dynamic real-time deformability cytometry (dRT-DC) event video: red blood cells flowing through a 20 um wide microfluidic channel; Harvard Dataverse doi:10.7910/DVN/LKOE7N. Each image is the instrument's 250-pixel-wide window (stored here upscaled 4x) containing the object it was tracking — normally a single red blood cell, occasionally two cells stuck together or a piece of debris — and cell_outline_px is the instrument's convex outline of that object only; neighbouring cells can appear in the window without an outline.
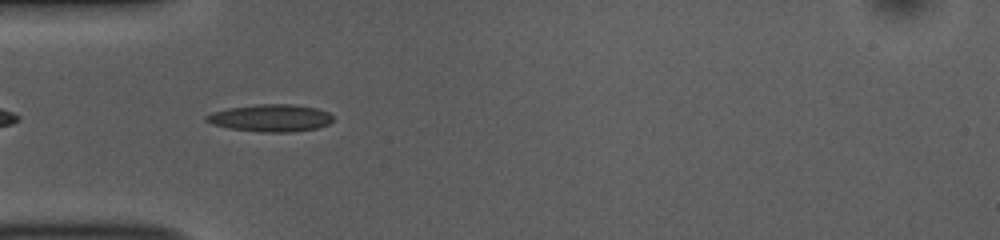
{"species": "common noctule bat (a hibernating species)", "species_latin": "Nyctalus noctula", "temperature_condition": "room temperature", "stored_images_in_passage": 26, "camera_frame_rate_fps": 3000, "um_per_image_px": 0.085, "animal": {"sex": "female", "body_mass_g": 10.0, "forearm_length_mm": 53.1}, "frame": {"image": 1, "passage_image": 3, "time_ms": 0.667, "image_size_px": [1000, 240], "cell_outline_px": [[332, 120], [328, 124], [316, 128], [288, 132], [260, 132], [228, 128], [212, 124], [204, 120], [204, 116], [212, 112], [228, 108], [256, 104], [292, 104], [316, 108], [328, 112], [332, 116]], "centroid_in_image_um": [22.95, 10.02], "position_along_channel_um": 62.0, "area_um2": 20.11}}
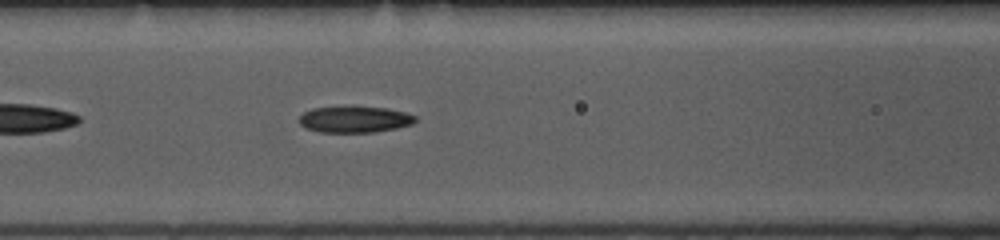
{"frame": {"image": 2, "passage_image": 9, "time_ms": 2.667, "image_size_px": [1000, 240], "cell_outline_px": [[416, 120], [412, 124], [396, 128], [372, 132], [320, 132], [304, 128], [296, 120], [304, 112], [312, 108], [388, 108], [404, 112], [416, 116]], "centroid_in_image_um": [30.11, 10.17], "position_along_channel_um": 136.5, "area_um2": 17.46}}
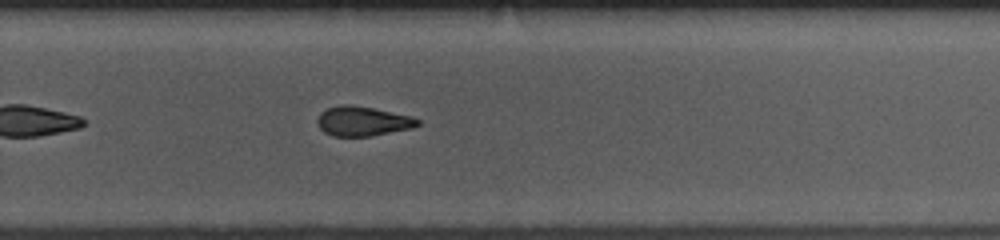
{"frame": {"image": 3, "passage_image": 22, "time_ms": 7.0, "image_size_px": [1000, 240], "cell_outline_px": [[420, 124], [412, 128], [372, 136], [332, 136], [324, 132], [320, 128], [316, 120], [320, 112], [324, 108], [340, 104], [352, 104], [412, 116], [420, 120]], "centroid_in_image_um": [30.79, 10.29], "position_along_channel_um": 299.0, "area_um2": 17.51}}